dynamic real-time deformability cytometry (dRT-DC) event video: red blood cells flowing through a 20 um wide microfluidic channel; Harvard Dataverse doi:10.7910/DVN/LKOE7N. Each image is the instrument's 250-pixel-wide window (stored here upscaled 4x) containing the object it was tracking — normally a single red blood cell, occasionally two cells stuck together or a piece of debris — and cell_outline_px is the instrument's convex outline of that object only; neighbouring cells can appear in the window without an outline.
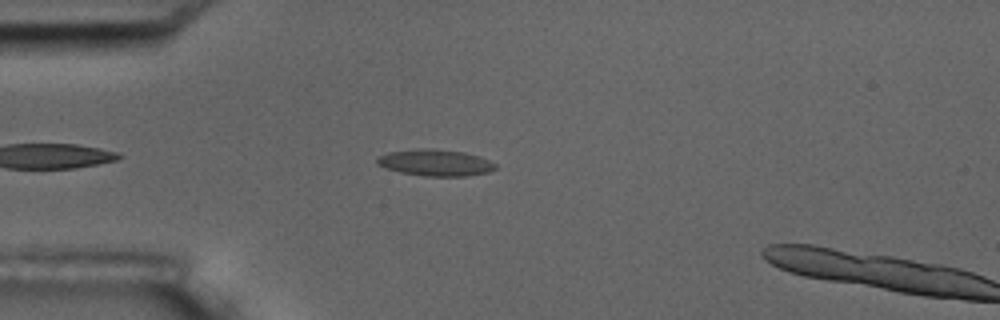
{"species": "common noctule bat (a hibernating species)", "species_latin": "Nyctalus noctula", "temperature_condition": "room temperature", "stored_images_in_passage": 2, "camera_frame_rate_fps": 3000, "um_per_image_px": 0.085, "animal": {"sex": "male", "body_mass_g": 17.5, "forearm_length_mm": 52.3}, "frame": {"image": 1, "passage_image": 1, "time_ms": 0.0, "image_size_px": [1000, 320], "cell_outline_px": [[496, 168], [488, 172], [468, 176], [424, 176], [400, 172], [376, 164], [376, 160], [380, 156], [388, 152], [420, 148], [432, 148], [464, 152], [480, 156], [496, 164]], "centroid_in_image_um": [37.02, 13.82], "position_along_channel_um": 48.0, "area_um2": 18.26}}